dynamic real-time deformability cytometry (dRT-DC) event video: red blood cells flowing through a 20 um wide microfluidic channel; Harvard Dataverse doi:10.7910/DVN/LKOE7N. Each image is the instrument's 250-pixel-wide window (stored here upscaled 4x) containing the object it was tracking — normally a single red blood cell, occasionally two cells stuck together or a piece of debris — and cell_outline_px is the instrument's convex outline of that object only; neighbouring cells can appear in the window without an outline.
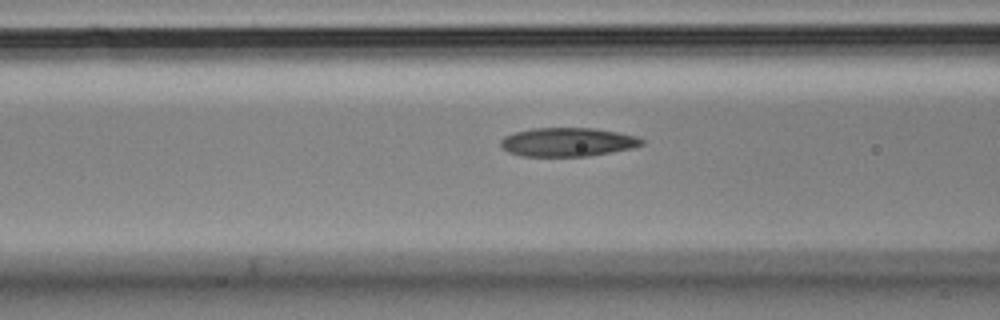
{"species": "Egyptian fruit bat (a non-hibernating species)", "species_latin": "Rousettus aegyptiacus", "temperature_condition": "cold", "stored_images_in_passage": 13, "camera_frame_rate_fps": 3000, "um_per_image_px": 0.085, "animal": {"sex": "male"}, "frame": {"image": 1, "passage_image": 11, "time_ms": 3.333, "image_size_px": [1000, 320], "cell_outline_px": [[644, 144], [632, 148], [588, 156], [520, 156], [508, 152], [500, 144], [500, 140], [504, 136], [516, 132], [532, 128], [596, 128], [636, 136], [644, 140]], "centroid_in_image_um": [48.24, 12.07], "position_along_channel_um": 118.4, "area_um2": 23.58}}